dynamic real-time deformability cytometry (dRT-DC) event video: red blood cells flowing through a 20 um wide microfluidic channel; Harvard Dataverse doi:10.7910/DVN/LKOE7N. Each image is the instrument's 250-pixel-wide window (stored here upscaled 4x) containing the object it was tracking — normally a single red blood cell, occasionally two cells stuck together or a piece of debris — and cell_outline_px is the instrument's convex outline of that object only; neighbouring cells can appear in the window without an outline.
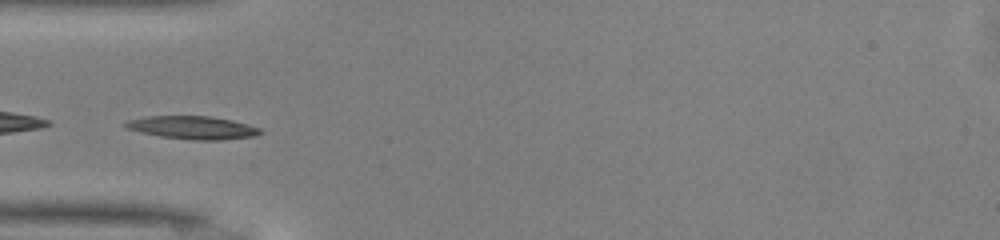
{"species": "common noctule bat (a hibernating species)", "species_latin": "Nyctalus noctula", "temperature_condition": "warm", "stored_images_in_passage": 43, "camera_frame_rate_fps": 3000, "um_per_image_px": 0.085, "animal": {"sex": "male", "body_mass_g": 13.0, "forearm_length_mm": 53.1}, "frame": {"image": 1, "passage_image": 10, "time_ms": 3.0, "image_size_px": [1000, 240], "cell_outline_px": [[264, 132], [256, 136], [220, 140], [192, 140], [160, 136], [140, 132], [128, 128], [124, 124], [128, 120], [144, 116], [208, 116], [232, 120], [248, 124], [260, 128]], "centroid_in_image_um": [16.41, 10.85], "position_along_channel_um": 68.6, "area_um2": 18.09}}
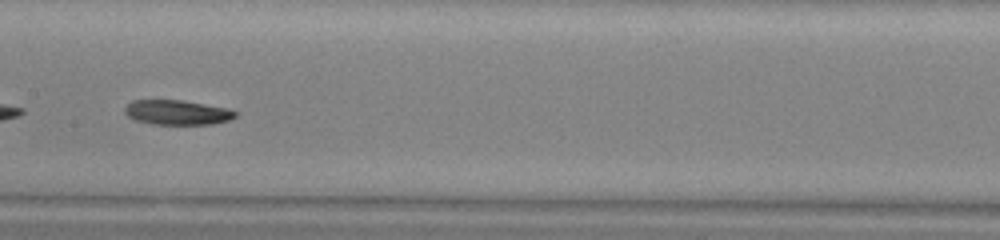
{"frame": {"image": 2, "passage_image": 19, "time_ms": 6.0, "image_size_px": [1000, 240], "cell_outline_px": [[236, 116], [228, 120], [212, 124], [152, 124], [136, 120], [128, 116], [124, 112], [124, 108], [132, 100], [180, 100], [228, 108], [236, 112]], "centroid_in_image_um": [15.04, 9.55], "position_along_channel_um": 192.4, "area_um2": 15.78}}
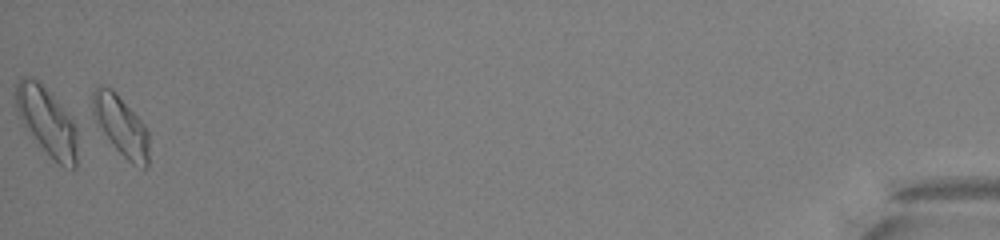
{"frame": {"image": 3, "passage_image": 43, "time_ms": 14.0, "image_size_px": [1000, 240], "cell_outline_px": [[148, 168], [144, 168], [132, 164], [116, 148], [92, 116], [92, 92], [96, 84], [100, 84], [112, 88], [116, 92], [144, 124], [148, 132]], "centroid_in_image_um": [10.26, 10.63], "position_along_channel_um": 424.9, "area_um2": 19.59}, "authors_computed_cell_mechanics": {"area_um2": 17.1088, "velocity_mm_per_s": 4.1287, "shape_relaxation_time_tau1_ms": 3.3785, "shape_relaxation_time_tau2_ms": null, "deformation_change_tau1": 0.1393, "deformation_change_tau2": null}}